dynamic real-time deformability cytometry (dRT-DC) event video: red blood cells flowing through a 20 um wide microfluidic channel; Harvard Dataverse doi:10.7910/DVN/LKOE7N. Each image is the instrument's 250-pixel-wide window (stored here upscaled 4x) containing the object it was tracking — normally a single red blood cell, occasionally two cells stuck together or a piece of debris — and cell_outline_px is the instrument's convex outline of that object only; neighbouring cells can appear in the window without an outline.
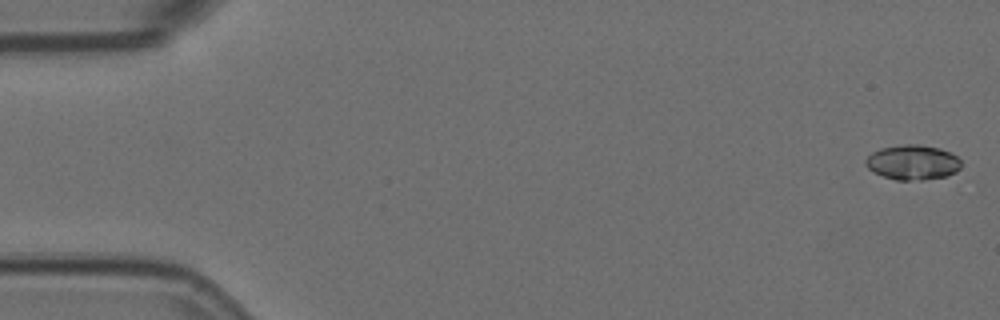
{"species": "Egyptian fruit bat (a non-hibernating species)", "species_latin": "Rousettus aegyptiacus", "temperature_condition": "room temperature", "stored_images_in_passage": 31, "camera_frame_rate_fps": 3000, "um_per_image_px": 0.085, "animal": {"sex": "female"}, "frame": {"image": 1, "passage_image": 2, "time_ms": 0.333, "image_size_px": [1000, 320], "cell_outline_px": [[960, 168], [956, 172], [948, 176], [924, 180], [896, 180], [872, 172], [864, 164], [864, 160], [872, 152], [880, 148], [904, 144], [920, 144], [940, 148], [956, 156], [960, 160]], "centroid_in_image_um": [77.56, 13.8], "position_along_channel_um": 7.4, "area_um2": 19.59}}
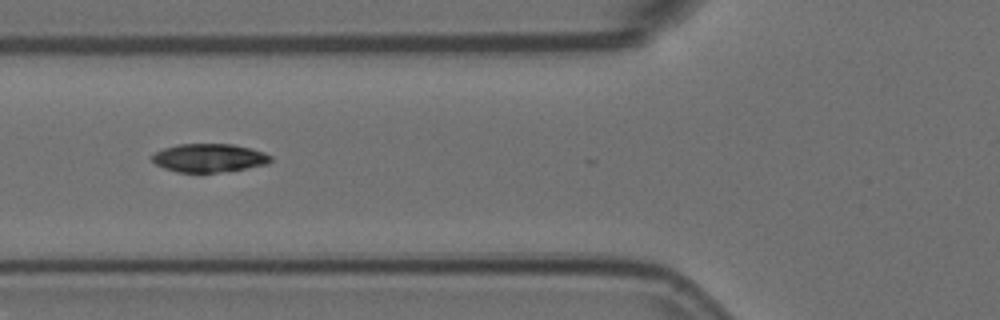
{"frame": {"image": 2, "passage_image": 22, "time_ms": 7.0, "image_size_px": [1000, 320], "cell_outline_px": [[272, 160], [268, 164], [220, 172], [176, 172], [164, 168], [156, 164], [152, 160], [152, 156], [156, 152], [164, 148], [176, 144], [232, 144], [264, 152], [272, 156]], "centroid_in_image_um": [17.77, 13.42], "position_along_channel_um": 108.0, "area_um2": 19.48}}
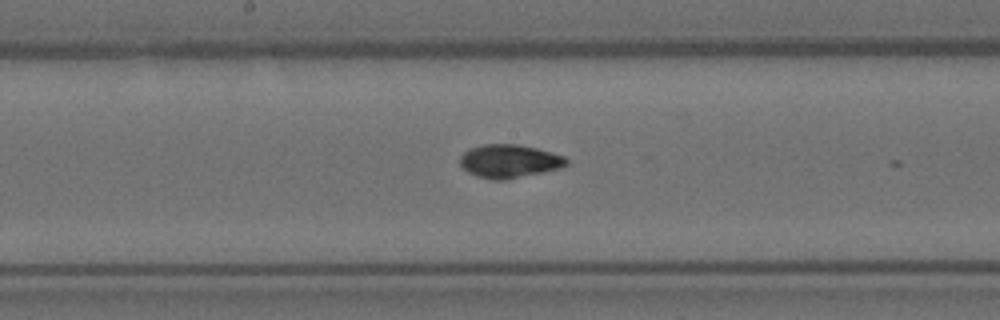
{"frame": {"image": 3, "passage_image": 30, "time_ms": 9.667, "image_size_px": [1000, 320], "cell_outline_px": [[568, 164], [560, 168], [544, 172], [504, 180], [492, 180], [476, 176], [468, 172], [460, 164], [460, 156], [468, 148], [484, 144], [516, 144], [536, 148], [552, 152], [564, 156], [568, 160]], "centroid_in_image_um": [43.28, 13.7], "position_along_channel_um": 204.9, "area_um2": 20.75}}